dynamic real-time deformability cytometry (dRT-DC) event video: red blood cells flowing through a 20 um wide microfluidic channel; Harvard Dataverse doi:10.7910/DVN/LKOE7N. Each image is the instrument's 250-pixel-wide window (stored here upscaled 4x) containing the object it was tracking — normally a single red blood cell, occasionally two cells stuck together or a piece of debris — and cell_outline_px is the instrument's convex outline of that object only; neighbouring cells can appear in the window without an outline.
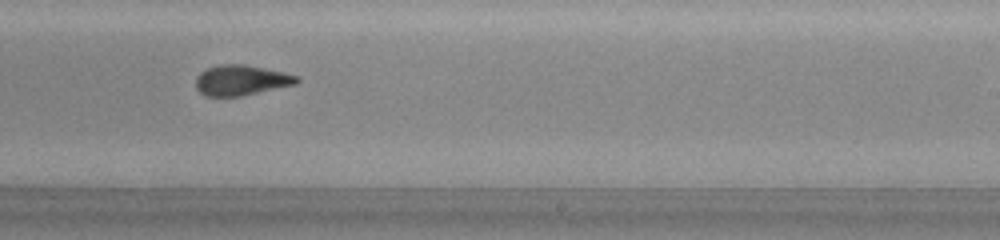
{"species": "common noctule bat (a hibernating species)", "species_latin": "Nyctalus noctula", "temperature_condition": "warm", "stored_images_in_passage": 44, "camera_frame_rate_fps": 3000, "um_per_image_px": 0.085, "animal": {"sex": "male", "body_mass_g": 20.0, "forearm_length_mm": 53.3}, "frame": {"image": 1, "passage_image": 32, "time_ms": 10.333, "image_size_px": [1000, 240], "cell_outline_px": [[300, 80], [296, 84], [244, 96], [204, 96], [196, 88], [196, 76], [200, 72], [208, 68], [220, 64], [244, 64], [284, 72], [296, 76]], "centroid_in_image_um": [20.49, 6.82], "position_along_channel_um": 268.5, "area_um2": 17.92}, "authors_computed_cell_mechanics": {"area_um2": 17.8313, "velocity_mm_per_s": 4.2539, "shape_relaxation_time_tau1_ms": 4.7557, "shape_relaxation_time_tau2_ms": 2.7651, "deformation_change_tau1": 0.1795, "deformation_change_tau2": 0.081}}